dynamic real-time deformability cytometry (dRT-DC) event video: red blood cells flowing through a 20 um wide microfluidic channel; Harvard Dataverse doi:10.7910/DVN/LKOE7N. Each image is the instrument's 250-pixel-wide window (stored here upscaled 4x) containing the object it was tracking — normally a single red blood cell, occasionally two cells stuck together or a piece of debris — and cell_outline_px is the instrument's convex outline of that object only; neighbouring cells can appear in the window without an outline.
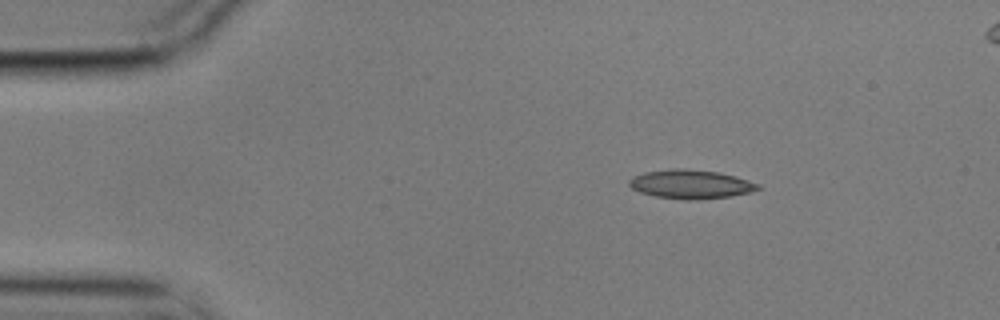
{"species": "common noctule bat (a hibernating species)", "species_latin": "Nyctalus noctula", "temperature_condition": "cold", "stored_images_in_passage": 4, "camera_frame_rate_fps": 3000, "um_per_image_px": 0.085, "animal": {"sex": "male", "body_mass_g": 17.9}, "frame": {"image": 1, "passage_image": 2, "time_ms": 0.333, "image_size_px": [1000, 320], "cell_outline_px": [[764, 188], [732, 196], [696, 200], [684, 200], [656, 196], [640, 192], [632, 188], [628, 184], [628, 180], [632, 176], [644, 172], [676, 168], [680, 168], [720, 172], [736, 176], [760, 184]], "centroid_in_image_um": [58.73, 15.66], "position_along_channel_um": 26.3, "area_um2": 21.85}}